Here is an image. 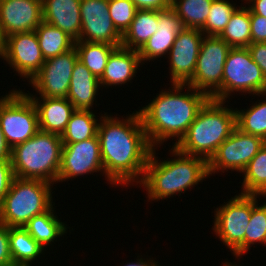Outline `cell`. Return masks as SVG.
<instances>
[{"mask_svg": "<svg viewBox=\"0 0 266 266\" xmlns=\"http://www.w3.org/2000/svg\"><path fill=\"white\" fill-rule=\"evenodd\" d=\"M104 115H101L97 135L107 181L124 186L132 182L140 183L153 147L148 141L139 112L122 120L106 113Z\"/></svg>", "mask_w": 266, "mask_h": 266, "instance_id": "1", "label": "cell"}, {"mask_svg": "<svg viewBox=\"0 0 266 266\" xmlns=\"http://www.w3.org/2000/svg\"><path fill=\"white\" fill-rule=\"evenodd\" d=\"M171 85L172 89L161 91L146 107L138 111L153 148L171 137L177 139L174 145L178 143L200 109L210 99L207 94L189 85ZM185 88L188 89L187 93H181Z\"/></svg>", "mask_w": 266, "mask_h": 266, "instance_id": "2", "label": "cell"}, {"mask_svg": "<svg viewBox=\"0 0 266 266\" xmlns=\"http://www.w3.org/2000/svg\"><path fill=\"white\" fill-rule=\"evenodd\" d=\"M154 149L139 183L146 188L149 200L157 201L180 194L209 176L208 161L204 158L182 153L172 146L170 153L175 158L158 162Z\"/></svg>", "mask_w": 266, "mask_h": 266, "instance_id": "3", "label": "cell"}, {"mask_svg": "<svg viewBox=\"0 0 266 266\" xmlns=\"http://www.w3.org/2000/svg\"><path fill=\"white\" fill-rule=\"evenodd\" d=\"M224 101L209 99L181 140L173 145L182 153L209 161L236 128V112Z\"/></svg>", "mask_w": 266, "mask_h": 266, "instance_id": "4", "label": "cell"}, {"mask_svg": "<svg viewBox=\"0 0 266 266\" xmlns=\"http://www.w3.org/2000/svg\"><path fill=\"white\" fill-rule=\"evenodd\" d=\"M62 147L60 135L39 130L11 149L14 177L58 182Z\"/></svg>", "mask_w": 266, "mask_h": 266, "instance_id": "5", "label": "cell"}, {"mask_svg": "<svg viewBox=\"0 0 266 266\" xmlns=\"http://www.w3.org/2000/svg\"><path fill=\"white\" fill-rule=\"evenodd\" d=\"M51 186L44 180L14 177L0 203V222L7 227H24L34 216L48 211L53 206Z\"/></svg>", "mask_w": 266, "mask_h": 266, "instance_id": "6", "label": "cell"}, {"mask_svg": "<svg viewBox=\"0 0 266 266\" xmlns=\"http://www.w3.org/2000/svg\"><path fill=\"white\" fill-rule=\"evenodd\" d=\"M0 125L11 149L40 130L37 109L25 92L13 90L0 100Z\"/></svg>", "mask_w": 266, "mask_h": 266, "instance_id": "7", "label": "cell"}, {"mask_svg": "<svg viewBox=\"0 0 266 266\" xmlns=\"http://www.w3.org/2000/svg\"><path fill=\"white\" fill-rule=\"evenodd\" d=\"M231 47L219 36H204L193 78L186 84L222 101L224 64ZM208 89V90H207Z\"/></svg>", "mask_w": 266, "mask_h": 266, "instance_id": "8", "label": "cell"}, {"mask_svg": "<svg viewBox=\"0 0 266 266\" xmlns=\"http://www.w3.org/2000/svg\"><path fill=\"white\" fill-rule=\"evenodd\" d=\"M215 211L213 230L217 237L236 258L245 254V232L252 212V195L239 193Z\"/></svg>", "mask_w": 266, "mask_h": 266, "instance_id": "9", "label": "cell"}, {"mask_svg": "<svg viewBox=\"0 0 266 266\" xmlns=\"http://www.w3.org/2000/svg\"><path fill=\"white\" fill-rule=\"evenodd\" d=\"M234 91L258 96L266 93V79L247 47L231 48L224 64L222 101Z\"/></svg>", "mask_w": 266, "mask_h": 266, "instance_id": "10", "label": "cell"}, {"mask_svg": "<svg viewBox=\"0 0 266 266\" xmlns=\"http://www.w3.org/2000/svg\"><path fill=\"white\" fill-rule=\"evenodd\" d=\"M265 143L263 138L235 128L208 161L209 175L220 170L224 173L226 169L241 173Z\"/></svg>", "mask_w": 266, "mask_h": 266, "instance_id": "11", "label": "cell"}, {"mask_svg": "<svg viewBox=\"0 0 266 266\" xmlns=\"http://www.w3.org/2000/svg\"><path fill=\"white\" fill-rule=\"evenodd\" d=\"M74 47L70 51L45 60L42 68L30 80L40 97L67 98L72 71L78 61Z\"/></svg>", "mask_w": 266, "mask_h": 266, "instance_id": "12", "label": "cell"}, {"mask_svg": "<svg viewBox=\"0 0 266 266\" xmlns=\"http://www.w3.org/2000/svg\"><path fill=\"white\" fill-rule=\"evenodd\" d=\"M81 33L77 41L121 46L122 34L109 15V0H80Z\"/></svg>", "mask_w": 266, "mask_h": 266, "instance_id": "13", "label": "cell"}, {"mask_svg": "<svg viewBox=\"0 0 266 266\" xmlns=\"http://www.w3.org/2000/svg\"><path fill=\"white\" fill-rule=\"evenodd\" d=\"M97 171L104 173L98 135L81 142L63 144L59 182Z\"/></svg>", "mask_w": 266, "mask_h": 266, "instance_id": "14", "label": "cell"}, {"mask_svg": "<svg viewBox=\"0 0 266 266\" xmlns=\"http://www.w3.org/2000/svg\"><path fill=\"white\" fill-rule=\"evenodd\" d=\"M3 60L29 81L42 68V55L35 31L14 33L6 37Z\"/></svg>", "mask_w": 266, "mask_h": 266, "instance_id": "15", "label": "cell"}, {"mask_svg": "<svg viewBox=\"0 0 266 266\" xmlns=\"http://www.w3.org/2000/svg\"><path fill=\"white\" fill-rule=\"evenodd\" d=\"M204 34L198 29L184 28L169 51L171 83L187 84L194 75Z\"/></svg>", "mask_w": 266, "mask_h": 266, "instance_id": "16", "label": "cell"}, {"mask_svg": "<svg viewBox=\"0 0 266 266\" xmlns=\"http://www.w3.org/2000/svg\"><path fill=\"white\" fill-rule=\"evenodd\" d=\"M42 21V0H0V27L5 37L35 31Z\"/></svg>", "mask_w": 266, "mask_h": 266, "instance_id": "17", "label": "cell"}, {"mask_svg": "<svg viewBox=\"0 0 266 266\" xmlns=\"http://www.w3.org/2000/svg\"><path fill=\"white\" fill-rule=\"evenodd\" d=\"M181 18L169 7L165 10H158V27L146 44L138 51L141 62L154 60L163 55L169 54L173 43L184 29Z\"/></svg>", "mask_w": 266, "mask_h": 266, "instance_id": "18", "label": "cell"}, {"mask_svg": "<svg viewBox=\"0 0 266 266\" xmlns=\"http://www.w3.org/2000/svg\"><path fill=\"white\" fill-rule=\"evenodd\" d=\"M34 103L37 113L39 129L57 135H62L67 124L76 110L67 98L37 97L25 93ZM43 100V101H42Z\"/></svg>", "mask_w": 266, "mask_h": 266, "instance_id": "19", "label": "cell"}, {"mask_svg": "<svg viewBox=\"0 0 266 266\" xmlns=\"http://www.w3.org/2000/svg\"><path fill=\"white\" fill-rule=\"evenodd\" d=\"M43 21L79 40L81 33L80 0H42Z\"/></svg>", "mask_w": 266, "mask_h": 266, "instance_id": "20", "label": "cell"}, {"mask_svg": "<svg viewBox=\"0 0 266 266\" xmlns=\"http://www.w3.org/2000/svg\"><path fill=\"white\" fill-rule=\"evenodd\" d=\"M140 63L141 59L137 50L123 46L116 47L111 52L104 72L99 78L100 85L106 88L112 85L127 84L137 73Z\"/></svg>", "mask_w": 266, "mask_h": 266, "instance_id": "21", "label": "cell"}, {"mask_svg": "<svg viewBox=\"0 0 266 266\" xmlns=\"http://www.w3.org/2000/svg\"><path fill=\"white\" fill-rule=\"evenodd\" d=\"M100 87L99 78L78 60L72 71L67 99L76 110H90Z\"/></svg>", "mask_w": 266, "mask_h": 266, "instance_id": "22", "label": "cell"}, {"mask_svg": "<svg viewBox=\"0 0 266 266\" xmlns=\"http://www.w3.org/2000/svg\"><path fill=\"white\" fill-rule=\"evenodd\" d=\"M158 10L137 9L130 27L122 35L121 46L139 51L156 33Z\"/></svg>", "mask_w": 266, "mask_h": 266, "instance_id": "23", "label": "cell"}, {"mask_svg": "<svg viewBox=\"0 0 266 266\" xmlns=\"http://www.w3.org/2000/svg\"><path fill=\"white\" fill-rule=\"evenodd\" d=\"M52 209L53 206L48 211L34 216L23 227L43 248L57 240L58 237H62L67 231L64 222L54 216Z\"/></svg>", "mask_w": 266, "mask_h": 266, "instance_id": "24", "label": "cell"}, {"mask_svg": "<svg viewBox=\"0 0 266 266\" xmlns=\"http://www.w3.org/2000/svg\"><path fill=\"white\" fill-rule=\"evenodd\" d=\"M9 245L13 266H30L44 252L23 227H9Z\"/></svg>", "mask_w": 266, "mask_h": 266, "instance_id": "25", "label": "cell"}, {"mask_svg": "<svg viewBox=\"0 0 266 266\" xmlns=\"http://www.w3.org/2000/svg\"><path fill=\"white\" fill-rule=\"evenodd\" d=\"M45 60L64 54L75 47V40L63 30L44 21L35 29Z\"/></svg>", "mask_w": 266, "mask_h": 266, "instance_id": "26", "label": "cell"}, {"mask_svg": "<svg viewBox=\"0 0 266 266\" xmlns=\"http://www.w3.org/2000/svg\"><path fill=\"white\" fill-rule=\"evenodd\" d=\"M219 37L231 48L248 47L251 44L250 9L239 6Z\"/></svg>", "mask_w": 266, "mask_h": 266, "instance_id": "27", "label": "cell"}, {"mask_svg": "<svg viewBox=\"0 0 266 266\" xmlns=\"http://www.w3.org/2000/svg\"><path fill=\"white\" fill-rule=\"evenodd\" d=\"M95 116L90 110H75L61 135L62 143L72 144L97 136L99 121Z\"/></svg>", "mask_w": 266, "mask_h": 266, "instance_id": "28", "label": "cell"}, {"mask_svg": "<svg viewBox=\"0 0 266 266\" xmlns=\"http://www.w3.org/2000/svg\"><path fill=\"white\" fill-rule=\"evenodd\" d=\"M116 47L105 43L75 41L79 61L97 78L102 76L108 58Z\"/></svg>", "mask_w": 266, "mask_h": 266, "instance_id": "29", "label": "cell"}, {"mask_svg": "<svg viewBox=\"0 0 266 266\" xmlns=\"http://www.w3.org/2000/svg\"><path fill=\"white\" fill-rule=\"evenodd\" d=\"M244 173L241 194L266 197V143L242 171Z\"/></svg>", "mask_w": 266, "mask_h": 266, "instance_id": "30", "label": "cell"}, {"mask_svg": "<svg viewBox=\"0 0 266 266\" xmlns=\"http://www.w3.org/2000/svg\"><path fill=\"white\" fill-rule=\"evenodd\" d=\"M213 0H171V8L185 28L201 30L210 13Z\"/></svg>", "mask_w": 266, "mask_h": 266, "instance_id": "31", "label": "cell"}, {"mask_svg": "<svg viewBox=\"0 0 266 266\" xmlns=\"http://www.w3.org/2000/svg\"><path fill=\"white\" fill-rule=\"evenodd\" d=\"M263 97L266 93L261 94ZM236 128L241 132L255 135L266 141V101L254 103L248 109L235 110Z\"/></svg>", "mask_w": 266, "mask_h": 266, "instance_id": "32", "label": "cell"}, {"mask_svg": "<svg viewBox=\"0 0 266 266\" xmlns=\"http://www.w3.org/2000/svg\"><path fill=\"white\" fill-rule=\"evenodd\" d=\"M234 5L228 0H213L210 13L200 31L206 36H219L237 9Z\"/></svg>", "mask_w": 266, "mask_h": 266, "instance_id": "33", "label": "cell"}, {"mask_svg": "<svg viewBox=\"0 0 266 266\" xmlns=\"http://www.w3.org/2000/svg\"><path fill=\"white\" fill-rule=\"evenodd\" d=\"M259 196L252 195V212L245 232V253L251 244L259 242L266 245V202L258 206L257 197Z\"/></svg>", "mask_w": 266, "mask_h": 266, "instance_id": "34", "label": "cell"}, {"mask_svg": "<svg viewBox=\"0 0 266 266\" xmlns=\"http://www.w3.org/2000/svg\"><path fill=\"white\" fill-rule=\"evenodd\" d=\"M137 8L131 0H109V15L116 29L123 35L130 27Z\"/></svg>", "mask_w": 266, "mask_h": 266, "instance_id": "35", "label": "cell"}, {"mask_svg": "<svg viewBox=\"0 0 266 266\" xmlns=\"http://www.w3.org/2000/svg\"><path fill=\"white\" fill-rule=\"evenodd\" d=\"M251 43L266 42V18L250 10Z\"/></svg>", "mask_w": 266, "mask_h": 266, "instance_id": "36", "label": "cell"}, {"mask_svg": "<svg viewBox=\"0 0 266 266\" xmlns=\"http://www.w3.org/2000/svg\"><path fill=\"white\" fill-rule=\"evenodd\" d=\"M0 266H13L9 245V227L0 222Z\"/></svg>", "mask_w": 266, "mask_h": 266, "instance_id": "37", "label": "cell"}, {"mask_svg": "<svg viewBox=\"0 0 266 266\" xmlns=\"http://www.w3.org/2000/svg\"><path fill=\"white\" fill-rule=\"evenodd\" d=\"M13 178L11 161L0 160V203L8 193Z\"/></svg>", "mask_w": 266, "mask_h": 266, "instance_id": "38", "label": "cell"}, {"mask_svg": "<svg viewBox=\"0 0 266 266\" xmlns=\"http://www.w3.org/2000/svg\"><path fill=\"white\" fill-rule=\"evenodd\" d=\"M252 60L261 68L266 79V42L251 43L248 47Z\"/></svg>", "mask_w": 266, "mask_h": 266, "instance_id": "39", "label": "cell"}, {"mask_svg": "<svg viewBox=\"0 0 266 266\" xmlns=\"http://www.w3.org/2000/svg\"><path fill=\"white\" fill-rule=\"evenodd\" d=\"M137 9L165 10L171 7V0H131Z\"/></svg>", "mask_w": 266, "mask_h": 266, "instance_id": "40", "label": "cell"}, {"mask_svg": "<svg viewBox=\"0 0 266 266\" xmlns=\"http://www.w3.org/2000/svg\"><path fill=\"white\" fill-rule=\"evenodd\" d=\"M0 160L10 161L11 160V148L8 146L3 130L0 125Z\"/></svg>", "mask_w": 266, "mask_h": 266, "instance_id": "41", "label": "cell"}, {"mask_svg": "<svg viewBox=\"0 0 266 266\" xmlns=\"http://www.w3.org/2000/svg\"><path fill=\"white\" fill-rule=\"evenodd\" d=\"M251 4L248 8L255 14L266 18V0H246Z\"/></svg>", "mask_w": 266, "mask_h": 266, "instance_id": "42", "label": "cell"}, {"mask_svg": "<svg viewBox=\"0 0 266 266\" xmlns=\"http://www.w3.org/2000/svg\"><path fill=\"white\" fill-rule=\"evenodd\" d=\"M145 259H137V262L136 263H127L126 265L124 266H159L157 263L158 262H154V260H145Z\"/></svg>", "mask_w": 266, "mask_h": 266, "instance_id": "43", "label": "cell"}, {"mask_svg": "<svg viewBox=\"0 0 266 266\" xmlns=\"http://www.w3.org/2000/svg\"><path fill=\"white\" fill-rule=\"evenodd\" d=\"M5 41L6 37L2 31V28L0 27V58L3 59L4 52H5Z\"/></svg>", "mask_w": 266, "mask_h": 266, "instance_id": "44", "label": "cell"}, {"mask_svg": "<svg viewBox=\"0 0 266 266\" xmlns=\"http://www.w3.org/2000/svg\"><path fill=\"white\" fill-rule=\"evenodd\" d=\"M224 265H225V266H238L237 264H236V265H235V264L233 265L232 263L230 264V263H228V262H225Z\"/></svg>", "mask_w": 266, "mask_h": 266, "instance_id": "45", "label": "cell"}]
</instances>
